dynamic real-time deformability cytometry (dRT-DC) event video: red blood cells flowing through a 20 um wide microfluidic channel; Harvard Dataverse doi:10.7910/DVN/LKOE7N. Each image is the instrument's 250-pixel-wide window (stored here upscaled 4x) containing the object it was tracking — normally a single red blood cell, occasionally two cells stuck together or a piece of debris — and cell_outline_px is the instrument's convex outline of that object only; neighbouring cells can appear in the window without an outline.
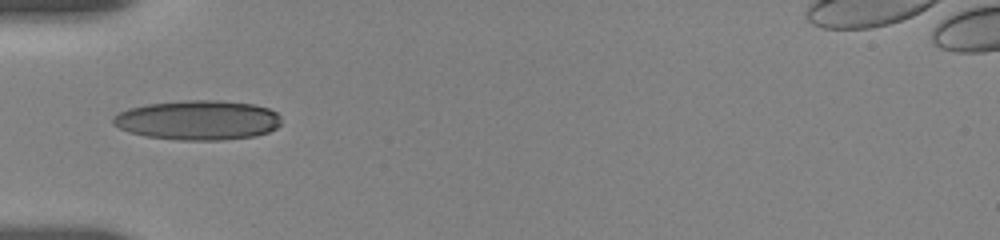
{"species": "human", "species_latin": "Homo sapiens", "temperature_condition": "room temperature", "stored_images_in_passage": 9, "camera_frame_rate_fps": 3000, "um_per_image_px": 0.085, "donor": {"sex": "female"}, "frame": {"image": 1, "passage_image": 1, "time_ms": 0.0, "image_size_px": [1000, 240], "cell_outline_px": [[280, 124], [276, 128], [268, 132], [256, 136], [224, 140], [180, 140], [144, 136], [128, 132], [112, 124], [112, 116], [128, 108], [148, 104], [184, 100], [220, 100], [252, 104], [268, 108], [276, 112], [280, 116]], "centroid_in_image_um": [16.81, 10.21], "position_along_channel_um": 68.2, "area_um2": 39.07}}
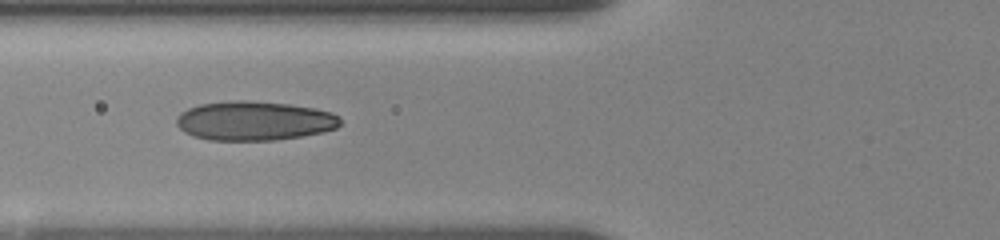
{"frame": {"image": 2, "passage_image": 8, "time_ms": 1.0, "image_size_px": [1000, 240], "cell_outline_px": [[340, 124], [336, 128], [324, 132], [276, 140], [208, 140], [192, 136], [184, 132], [176, 124], [176, 116], [180, 112], [188, 108], [200, 104], [232, 100], [244, 100], [288, 104], [316, 108], [332, 112], [340, 116]], "centroid_in_image_um": [21.6, 10.27], "position_along_channel_um": 104.2, "area_um2": 37.69}}